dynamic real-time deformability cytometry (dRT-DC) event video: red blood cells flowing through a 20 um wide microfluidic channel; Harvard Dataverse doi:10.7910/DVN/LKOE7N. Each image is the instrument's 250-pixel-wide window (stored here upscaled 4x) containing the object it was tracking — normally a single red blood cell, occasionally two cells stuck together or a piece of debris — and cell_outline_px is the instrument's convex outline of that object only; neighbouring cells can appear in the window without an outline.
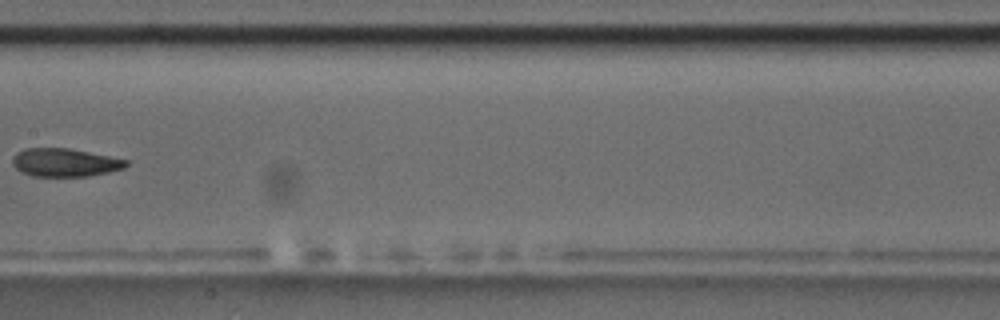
{"species": "common noctule bat (a hibernating species)", "species_latin": "Nyctalus noctula", "temperature_condition": "room temperature", "stored_images_in_passage": 7, "camera_frame_rate_fps": 3000, "um_per_image_px": 0.085, "animal": {"sex": "male", "body_mass_g": 17.5, "forearm_length_mm": 52.3}, "frame": {"image": 1, "passage_image": 7, "time_ms": 8.0, "image_size_px": [1000, 320], "cell_outline_px": [[128, 164], [124, 168], [108, 172], [88, 176], [32, 176], [16, 168], [12, 164], [12, 156], [16, 152], [24, 148], [68, 148], [128, 160]], "centroid_in_image_um": [5.48, 13.81], "position_along_channel_um": 201.9, "area_um2": 18.55}}